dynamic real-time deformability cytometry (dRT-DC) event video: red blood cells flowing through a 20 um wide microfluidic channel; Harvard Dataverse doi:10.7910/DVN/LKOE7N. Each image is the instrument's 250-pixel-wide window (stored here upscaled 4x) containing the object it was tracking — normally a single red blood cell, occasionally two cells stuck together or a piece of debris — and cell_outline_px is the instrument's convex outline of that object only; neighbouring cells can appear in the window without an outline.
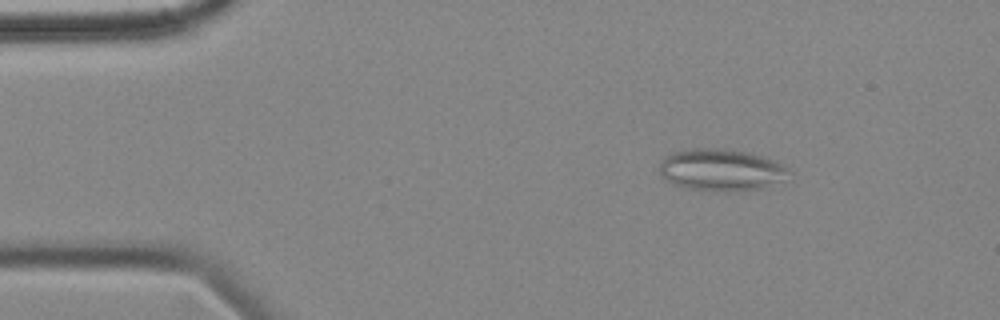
{"species": "common noctule bat (a hibernating species)", "species_latin": "Nyctalus noctula", "temperature_condition": "cold", "stored_images_in_passage": 5, "camera_frame_rate_fps": 3000, "um_per_image_px": 0.085, "animal": {"sex": "female", "body_mass_g": 18.4}, "frame": {"image": 1, "passage_image": 2, "time_ms": 2.0, "image_size_px": [1000, 320], "cell_outline_px": [[792, 172], [784, 180], [768, 188], [740, 192], [724, 192], [688, 188], [672, 184], [660, 176], [660, 164], [664, 156], [672, 152], [692, 148], [728, 148], [752, 152], [764, 156], [784, 164], [792, 168]], "centroid_in_image_um": [61.38, 14.45], "position_along_channel_um": 23.6, "area_um2": 32.83}}